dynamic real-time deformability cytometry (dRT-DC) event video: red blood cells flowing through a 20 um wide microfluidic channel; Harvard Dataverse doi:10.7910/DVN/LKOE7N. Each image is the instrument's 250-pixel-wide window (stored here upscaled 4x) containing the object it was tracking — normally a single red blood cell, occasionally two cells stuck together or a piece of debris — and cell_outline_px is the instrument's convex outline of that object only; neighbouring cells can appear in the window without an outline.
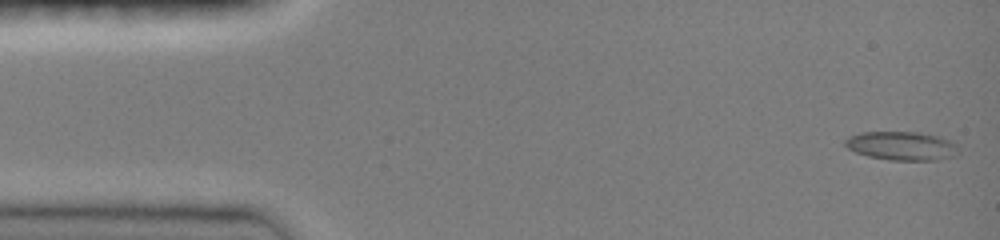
{"species": "common noctule bat (a hibernating species)", "species_latin": "Nyctalus noctula", "temperature_condition": "room temperature", "stored_images_in_passage": 9, "camera_frame_rate_fps": 3000, "um_per_image_px": 0.085, "animal": {"sex": "female", "body_mass_g": 19.0, "forearm_length_mm": 51.5}, "frame": {"image": 1, "passage_image": 1, "time_ms": 0.0, "image_size_px": [1000, 240], "cell_outline_px": [[960, 152], [956, 156], [940, 160], [888, 160], [868, 156], [856, 152], [848, 148], [844, 144], [844, 140], [848, 136], [860, 132], [920, 132], [940, 136], [952, 140], [960, 148]], "centroid_in_image_um": [76.71, 12.4], "position_along_channel_um": 8.3, "area_um2": 19.42}}
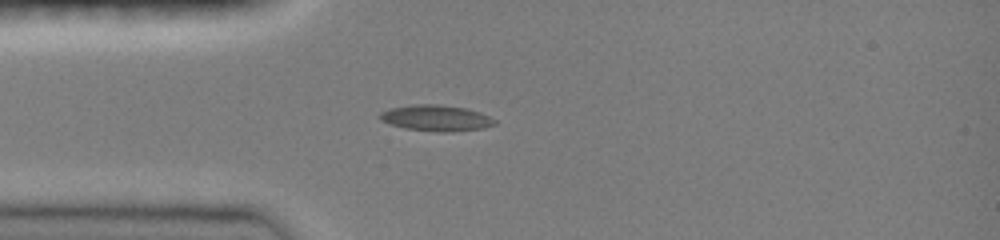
{"frame": {"image": 2, "passage_image": 8, "time_ms": 3.667, "image_size_px": [1000, 240], "cell_outline_px": [[496, 124], [484, 128], [448, 132], [440, 132], [404, 128], [380, 120], [380, 112], [388, 108], [412, 104], [436, 104], [464, 108], [480, 112], [496, 120]], "centroid_in_image_um": [37.06, 10.03], "position_along_channel_um": 47.9, "area_um2": 17.34}}